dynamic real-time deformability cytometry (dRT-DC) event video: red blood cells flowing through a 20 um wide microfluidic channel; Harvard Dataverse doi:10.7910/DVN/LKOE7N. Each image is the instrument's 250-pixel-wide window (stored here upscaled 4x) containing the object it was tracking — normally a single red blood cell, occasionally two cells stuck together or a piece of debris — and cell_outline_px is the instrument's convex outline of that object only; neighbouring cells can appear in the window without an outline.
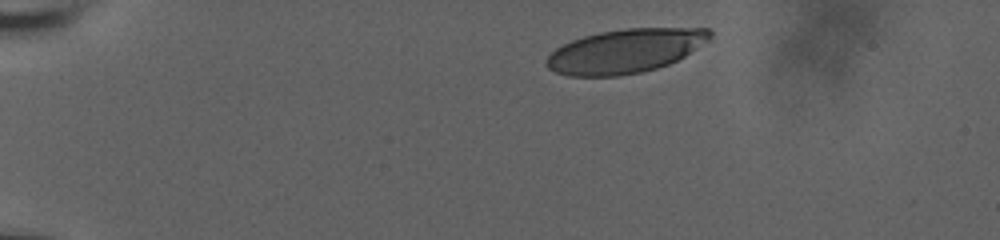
{"species": "human", "species_latin": "Homo sapiens", "temperature_condition": "room temperature", "stored_images_in_passage": 39, "camera_frame_rate_fps": 3000, "um_per_image_px": 0.085, "donor": {"sex": "male"}, "frame": {"image": 1, "passage_image": 1, "time_ms": 0.0, "image_size_px": [1000, 240], "cell_outline_px": [[712, 36], [708, 40], [684, 56], [668, 64], [656, 68], [640, 72], [616, 76], [568, 76], [556, 72], [548, 68], [548, 56], [556, 48], [572, 40], [584, 36], [600, 32], [628, 28], [708, 28], [712, 32]], "centroid_in_image_um": [53.15, 4.33], "position_along_channel_um": 31.9, "area_um2": 41.38}}
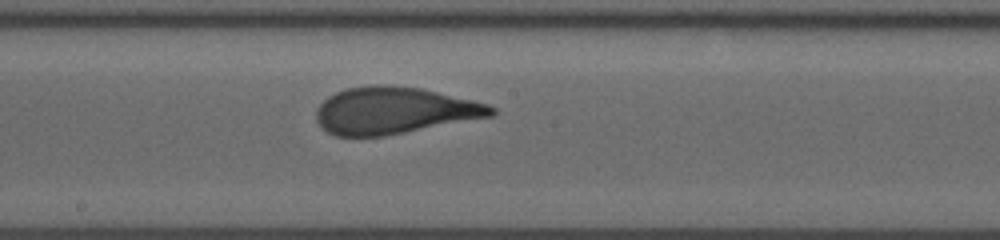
{"frame": {"image": 2, "passage_image": 23, "time_ms": 7.333, "image_size_px": [1000, 240], "cell_outline_px": [[496, 112], [492, 116], [384, 136], [336, 136], [320, 128], [316, 120], [316, 108], [328, 96], [336, 92], [348, 88], [372, 84], [388, 84], [420, 88], [472, 100], [488, 104], [496, 108]], "centroid_in_image_um": [33.46, 9.39], "position_along_channel_um": 214.7, "area_um2": 47.8}}
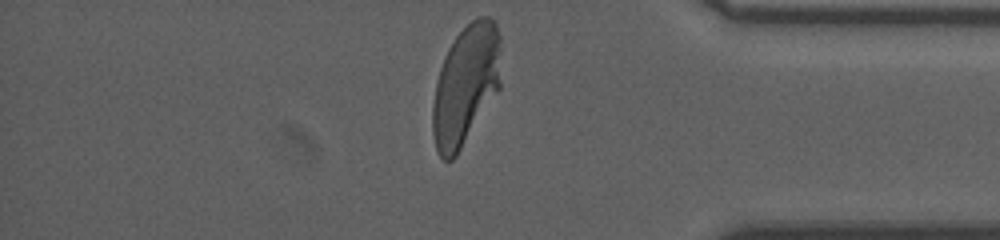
{"frame": {"image": 3, "passage_image": 39, "time_ms": 12.667, "image_size_px": [1000, 240], "cell_outline_px": [[500, 88], [456, 156], [452, 160], [444, 160], [440, 156], [436, 148], [432, 132], [432, 104], [436, 84], [440, 68], [444, 56], [448, 48], [456, 36], [472, 20], [480, 16], [488, 16], [496, 20], [500, 36]], "centroid_in_image_um": [39.59, 7.21], "position_along_channel_um": 395.6, "area_um2": 47.92}, "authors_computed_cell_mechanics": {"area_um2": 47.3382, "velocity_mm_per_s": 3.7043, "shape_relaxation_time_tau1_ms": 4.3975, "shape_relaxation_time_tau2_ms": null, "deformation_change_tau1": 0.1988, "deformation_change_tau2": null}}